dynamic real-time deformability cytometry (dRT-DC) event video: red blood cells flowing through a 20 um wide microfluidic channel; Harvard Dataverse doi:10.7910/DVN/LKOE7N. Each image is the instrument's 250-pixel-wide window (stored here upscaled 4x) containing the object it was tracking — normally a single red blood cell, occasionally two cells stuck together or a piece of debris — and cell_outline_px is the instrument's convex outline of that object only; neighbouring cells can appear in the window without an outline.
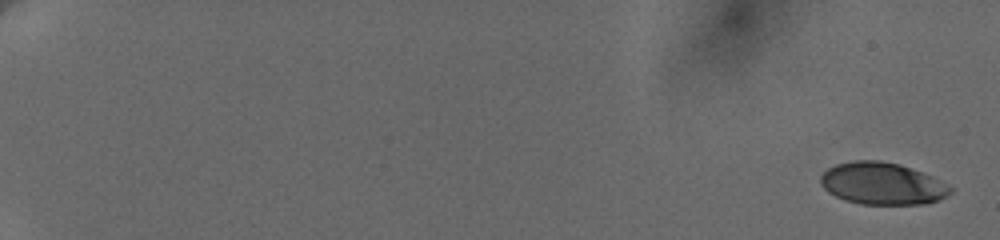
{"species": "human", "species_latin": "Homo sapiens", "temperature_condition": "cold", "stored_images_in_passage": 14, "camera_frame_rate_fps": 3000, "um_per_image_px": 0.085, "donor": {"sex": "female"}, "frame": {"image": 1, "passage_image": 1, "time_ms": 0.0, "image_size_px": [1000, 240], "cell_outline_px": [[952, 192], [940, 200], [924, 204], [860, 204], [844, 200], [828, 192], [820, 184], [820, 176], [828, 168], [836, 164], [852, 160], [880, 160], [900, 164], [932, 176], [948, 184], [952, 188]], "centroid_in_image_um": [74.99, 15.6], "position_along_channel_um": 10.0, "area_um2": 32.02}}
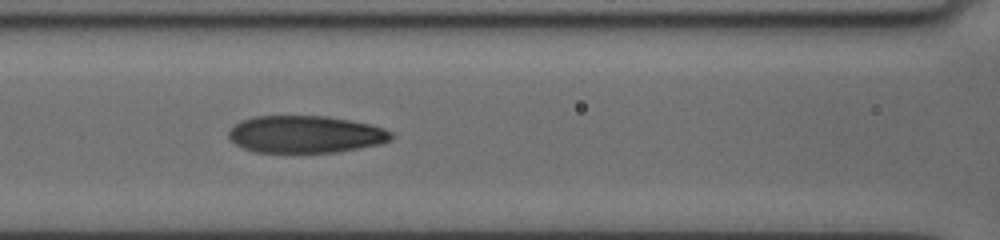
{"frame": {"image": 2, "passage_image": 10, "time_ms": 9.667, "image_size_px": [1000, 240], "cell_outline_px": [[392, 136], [388, 140], [380, 144], [336, 152], [256, 152], [244, 148], [228, 140], [228, 132], [236, 124], [244, 120], [256, 116], [328, 116], [368, 124], [384, 128], [392, 132]], "centroid_in_image_um": [25.94, 11.42], "position_along_channel_um": 140.7, "area_um2": 34.97}}
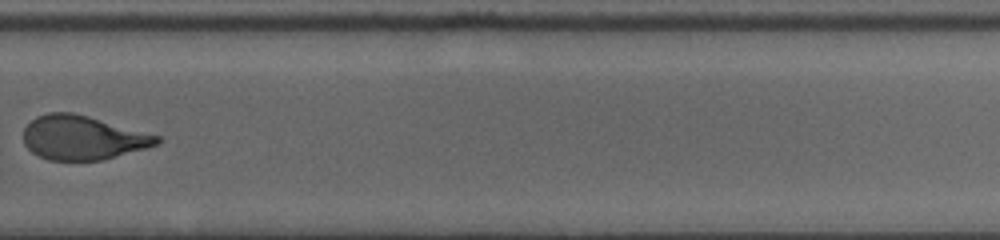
{"frame": {"image": 3, "passage_image": 14, "time_ms": 14.667, "image_size_px": [1000, 240], "cell_outline_px": [[164, 140], [156, 144], [144, 148], [100, 160], [48, 160], [32, 152], [24, 144], [24, 128], [36, 116], [48, 112], [72, 112], [88, 116], [160, 136]], "centroid_in_image_um": [7.0, 11.69], "position_along_channel_um": 322.8, "area_um2": 33.93}}